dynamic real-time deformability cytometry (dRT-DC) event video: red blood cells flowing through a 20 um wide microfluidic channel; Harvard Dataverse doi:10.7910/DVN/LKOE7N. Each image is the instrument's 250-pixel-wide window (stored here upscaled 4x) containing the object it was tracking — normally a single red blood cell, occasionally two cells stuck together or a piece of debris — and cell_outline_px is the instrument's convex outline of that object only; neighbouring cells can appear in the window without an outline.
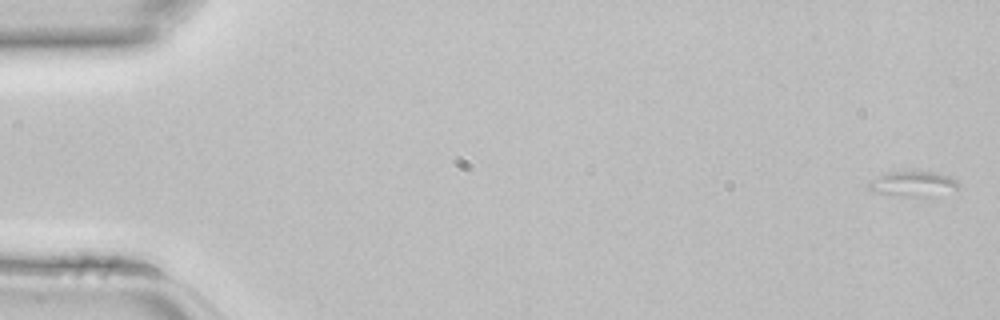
{"species": "common noctule bat (a hibernating species)", "species_latin": "Nyctalus noctula", "temperature_condition": "room temperature", "stored_images_in_passage": 45, "camera_frame_rate_fps": 3000, "um_per_image_px": 0.085, "animal": {"sex": "female", "body_mass_g": 22.7, "forearm_length_mm": 54.2}, "frame": {"image": 1, "passage_image": 1, "time_ms": 0.0, "image_size_px": [1000, 320], "cell_outline_px": [[960, 188], [928, 196], [900, 196], [872, 192], [868, 188], [868, 184], [872, 180], [880, 176], [892, 172], [936, 172], [948, 176], [956, 180], [960, 184]], "centroid_in_image_um": [77.61, 15.64], "position_along_channel_um": 7.4, "area_um2": 12.83}}
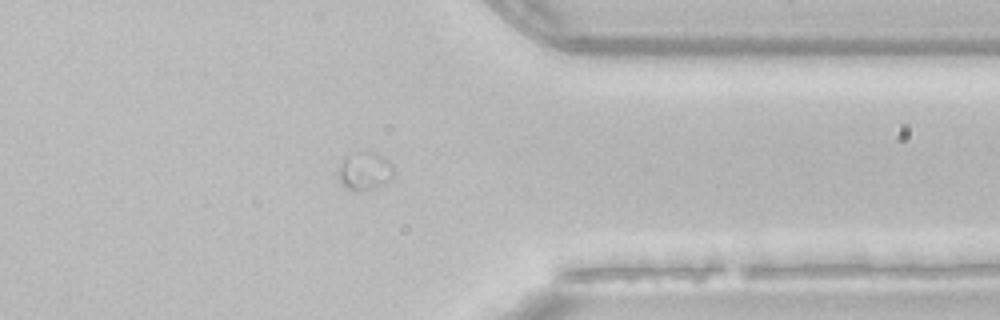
{"frame": {"image": 2, "passage_image": 36, "time_ms": 11.667, "image_size_px": [1000, 320], "cell_outline_px": [[396, 172], [388, 180], [372, 188], [348, 188], [340, 180], [340, 164], [344, 156], [356, 152], [376, 152], [384, 156], [392, 164]], "centroid_in_image_um": [31.05, 14.45], "position_along_channel_um": 380.3, "area_um2": 11.73}}
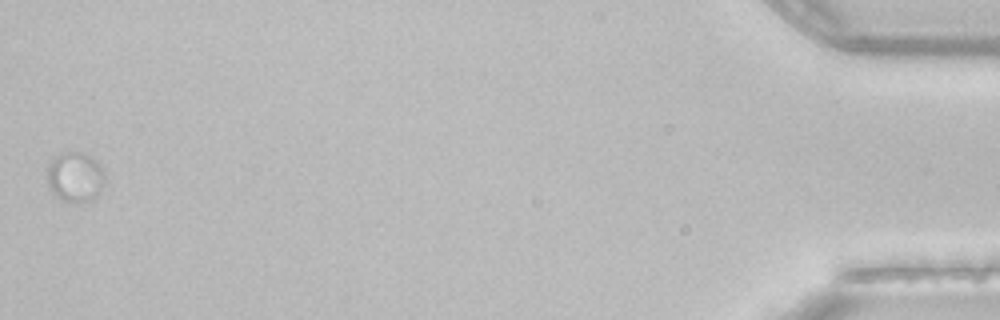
{"frame": {"image": 3, "passage_image": 45, "time_ms": 14.667, "image_size_px": [1000, 320], "cell_outline_px": [[104, 184], [100, 192], [92, 200], [84, 204], [72, 204], [56, 196], [52, 192], [48, 184], [48, 168], [52, 160], [56, 156], [68, 152], [84, 152], [92, 156], [104, 168]], "centroid_in_image_um": [6.44, 15.08], "position_along_channel_um": 428.8, "area_um2": 17.11}}